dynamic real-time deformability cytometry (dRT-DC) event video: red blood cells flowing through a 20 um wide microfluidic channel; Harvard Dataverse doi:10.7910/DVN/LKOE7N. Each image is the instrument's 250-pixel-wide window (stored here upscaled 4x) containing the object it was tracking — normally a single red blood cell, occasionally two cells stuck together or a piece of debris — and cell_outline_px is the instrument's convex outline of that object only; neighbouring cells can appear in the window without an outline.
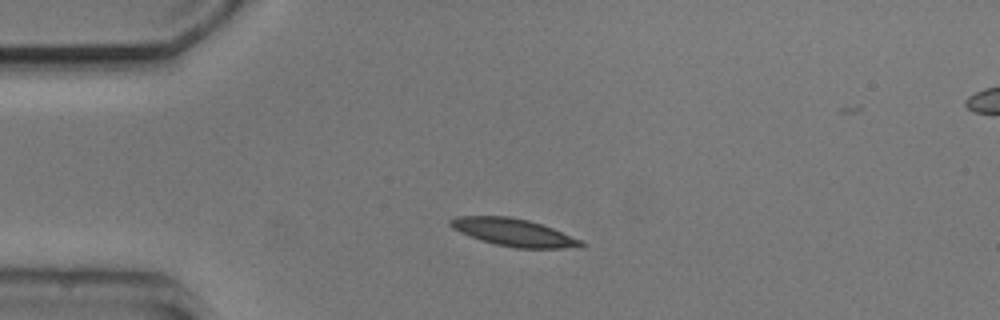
{"species": "common noctule bat (a hibernating species)", "species_latin": "Nyctalus noctula", "temperature_condition": "cold", "stored_images_in_passage": 3, "camera_frame_rate_fps": 3000, "um_per_image_px": 0.085, "animal": {"sex": "male", "body_mass_g": 20.5, "forearm_length_mm": 52.5}, "frame": {"image": 1, "passage_image": 2, "time_ms": 1.0, "image_size_px": [1000, 320], "cell_outline_px": [[588, 244], [580, 248], [516, 248], [496, 244], [480, 240], [460, 232], [452, 228], [448, 224], [448, 220], [456, 216], [508, 216], [528, 220], [552, 228], [584, 240]], "centroid_in_image_um": [43.7, 19.76], "position_along_channel_um": 41.3, "area_um2": 21.15}}